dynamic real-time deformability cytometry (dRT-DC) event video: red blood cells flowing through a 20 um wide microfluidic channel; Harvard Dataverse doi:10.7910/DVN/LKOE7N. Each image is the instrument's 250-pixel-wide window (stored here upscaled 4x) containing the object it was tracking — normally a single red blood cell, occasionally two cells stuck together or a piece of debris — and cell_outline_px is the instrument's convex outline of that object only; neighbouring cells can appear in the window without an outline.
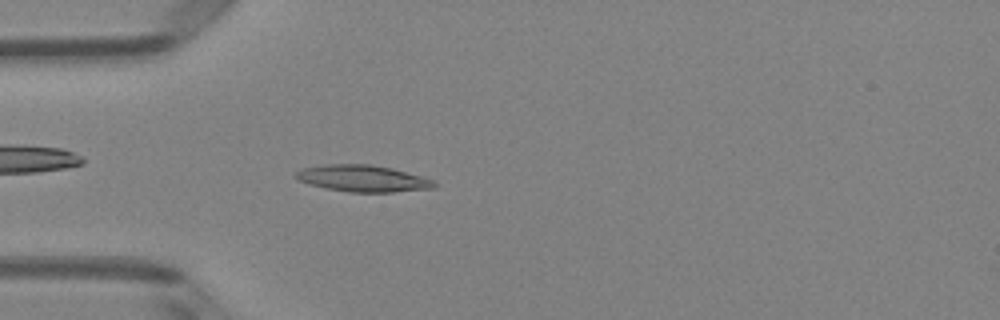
{"species": "Egyptian fruit bat (a non-hibernating species)", "species_latin": "Rousettus aegyptiacus", "temperature_condition": "room temperature", "stored_images_in_passage": 49, "camera_frame_rate_fps": 3000, "um_per_image_px": 0.085, "animal": {"sex": "female"}, "frame": {"image": 1, "passage_image": 14, "time_ms": 4.333, "image_size_px": [1000, 320], "cell_outline_px": [[436, 188], [392, 192], [348, 192], [324, 188], [308, 184], [292, 176], [296, 172], [304, 168], [324, 164], [372, 164], [392, 168], [420, 176], [432, 180], [436, 184]], "centroid_in_image_um": [30.81, 15.17], "position_along_channel_um": 54.2, "area_um2": 21.5}}
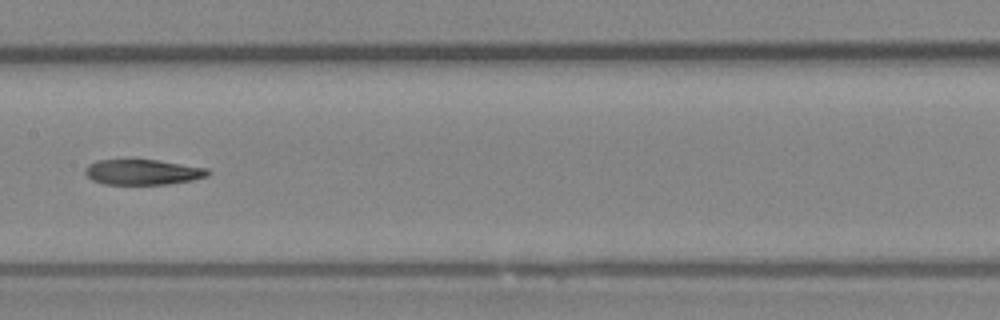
{"frame": {"image": 2, "passage_image": 25, "time_ms": 8.0, "image_size_px": [1000, 320], "cell_outline_px": [[212, 172], [208, 176], [192, 180], [168, 184], [104, 184], [92, 180], [84, 172], [84, 168], [88, 164], [96, 160], [156, 160], [208, 168]], "centroid_in_image_um": [12.14, 14.63], "position_along_channel_um": 195.3, "area_um2": 18.15}}
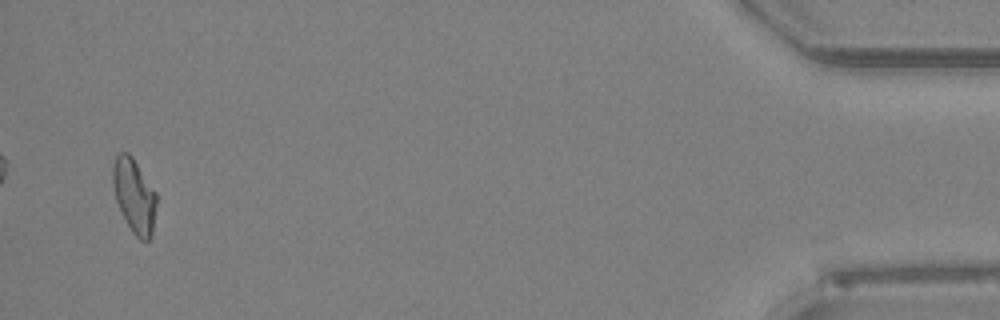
{"frame": {"image": 3, "passage_image": 48, "time_ms": 15.667, "image_size_px": [1000, 320], "cell_outline_px": [[156, 204], [152, 236], [148, 240], [140, 240], [132, 232], [116, 200], [112, 184], [112, 164], [116, 156], [120, 152], [128, 152], [132, 156], [156, 192]], "centroid_in_image_um": [11.4, 16.61], "position_along_channel_um": 423.8, "area_um2": 18.79}, "authors_computed_cell_mechanics": {"area_um2": 19.5364, "velocity_mm_per_s": 4.0481, "shape_relaxation_time_tau1_ms": null, "shape_relaxation_time_tau2_ms": 6.8272, "deformation_change_tau1": null, "deformation_change_tau2": 0.1492}}